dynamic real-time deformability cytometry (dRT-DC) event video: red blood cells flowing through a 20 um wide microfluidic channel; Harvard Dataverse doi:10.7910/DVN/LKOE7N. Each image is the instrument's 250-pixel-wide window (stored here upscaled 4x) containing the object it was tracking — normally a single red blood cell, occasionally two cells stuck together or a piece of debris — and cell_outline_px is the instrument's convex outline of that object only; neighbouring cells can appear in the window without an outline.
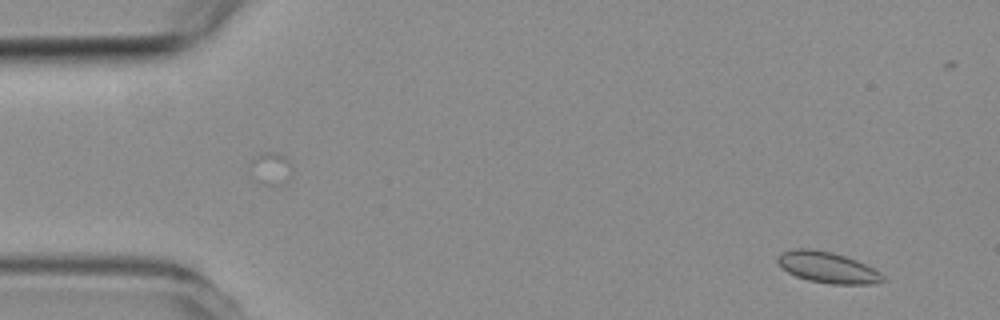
{"species": "common noctule bat (a hibernating species)", "species_latin": "Nyctalus noctula", "temperature_condition": "room temperature", "stored_images_in_passage": 2, "camera_frame_rate_fps": 3000, "um_per_image_px": 0.085, "animal": {"sex": "female", "body_mass_g": 19.3, "forearm_length_mm": 54.1}, "frame": {"image": 1, "passage_image": 2, "time_ms": 1.333, "image_size_px": [1000, 320], "cell_outline_px": [[884, 280], [876, 284], [832, 284], [808, 280], [796, 276], [780, 268], [776, 260], [780, 252], [792, 248], [808, 248], [832, 252], [856, 260], [880, 272], [884, 276]], "centroid_in_image_um": [70.29, 22.72], "position_along_channel_um": 14.7, "area_um2": 19.13}}